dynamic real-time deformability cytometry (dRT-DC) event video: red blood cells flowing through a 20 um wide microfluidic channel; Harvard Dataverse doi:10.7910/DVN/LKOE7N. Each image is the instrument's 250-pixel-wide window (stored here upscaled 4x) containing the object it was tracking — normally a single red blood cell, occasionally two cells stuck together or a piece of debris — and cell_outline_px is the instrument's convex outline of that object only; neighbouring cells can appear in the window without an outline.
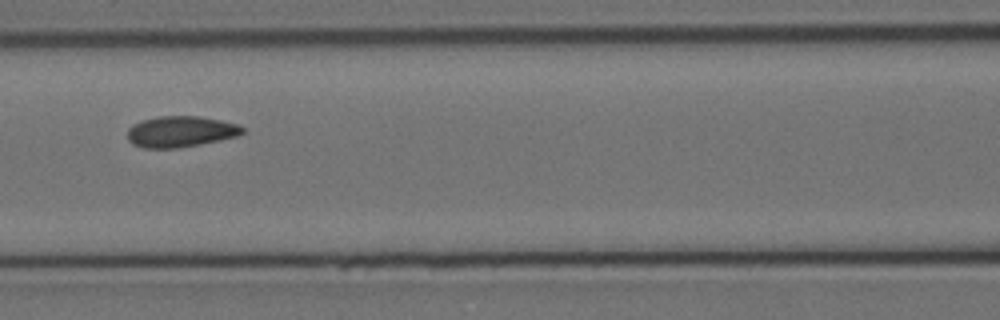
{"species": "Egyptian fruit bat (a non-hibernating species)", "species_latin": "Rousettus aegyptiacus", "temperature_condition": "cold", "stored_images_in_passage": 11, "camera_frame_rate_fps": 3000, "um_per_image_px": 0.085, "animal": {"sex": "female"}, "frame": {"image": 1, "passage_image": 4, "time_ms": 3.333, "image_size_px": [1000, 320], "cell_outline_px": [[244, 132], [236, 136], [220, 140], [176, 148], [144, 148], [132, 144], [128, 140], [128, 128], [132, 124], [140, 120], [160, 116], [200, 116], [240, 124], [244, 128]], "centroid_in_image_um": [15.33, 11.17], "position_along_channel_um": 151.3, "area_um2": 20.87}}
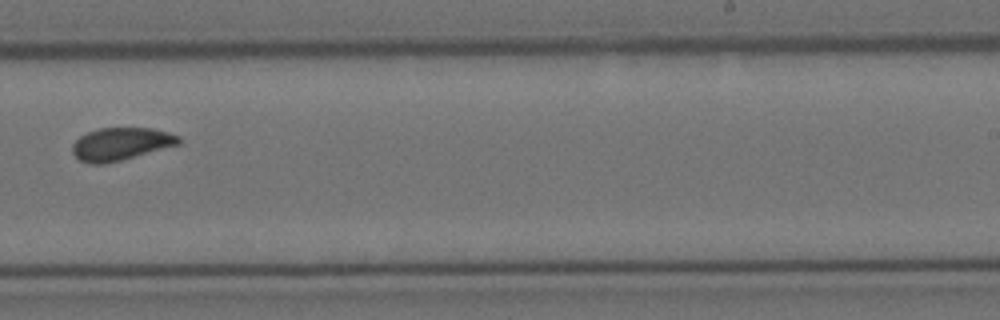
{"frame": {"image": 2, "passage_image": 7, "time_ms": 7.0, "image_size_px": [1000, 320], "cell_outline_px": [[180, 144], [120, 160], [104, 164], [92, 164], [80, 160], [72, 152], [72, 144], [80, 136], [88, 132], [100, 128], [152, 128], [168, 132], [180, 136]], "centroid_in_image_um": [10.27, 12.23], "position_along_channel_um": 278.7, "area_um2": 20.06}}
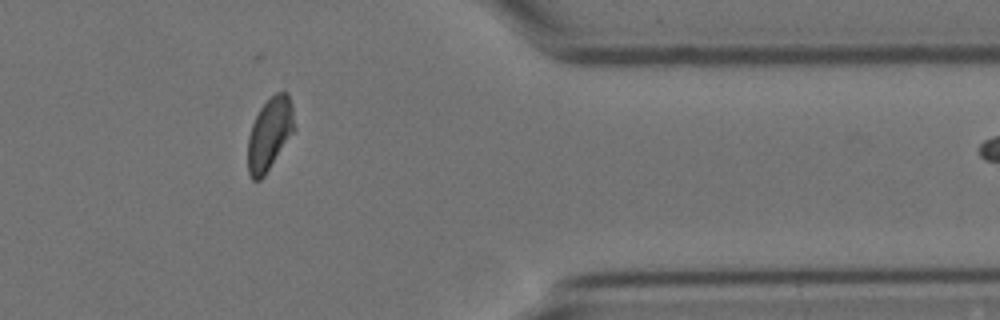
{"frame": {"image": 3, "passage_image": 10, "time_ms": 10.667, "image_size_px": [1000, 320], "cell_outline_px": [[296, 128], [264, 176], [260, 180], [252, 180], [248, 172], [248, 136], [252, 124], [260, 108], [276, 92], [288, 92], [292, 104]], "centroid_in_image_um": [22.93, 11.37], "position_along_channel_um": 388.5, "area_um2": 19.59}, "authors_computed_cell_mechanics": {"area_um2": 20.23, "velocity_mm_per_s": 3.5081, "shape_relaxation_time_tau1_ms": 4.6045, "shape_relaxation_time_tau2_ms": null, "deformation_change_tau1": 0.1013, "deformation_change_tau2": null}}